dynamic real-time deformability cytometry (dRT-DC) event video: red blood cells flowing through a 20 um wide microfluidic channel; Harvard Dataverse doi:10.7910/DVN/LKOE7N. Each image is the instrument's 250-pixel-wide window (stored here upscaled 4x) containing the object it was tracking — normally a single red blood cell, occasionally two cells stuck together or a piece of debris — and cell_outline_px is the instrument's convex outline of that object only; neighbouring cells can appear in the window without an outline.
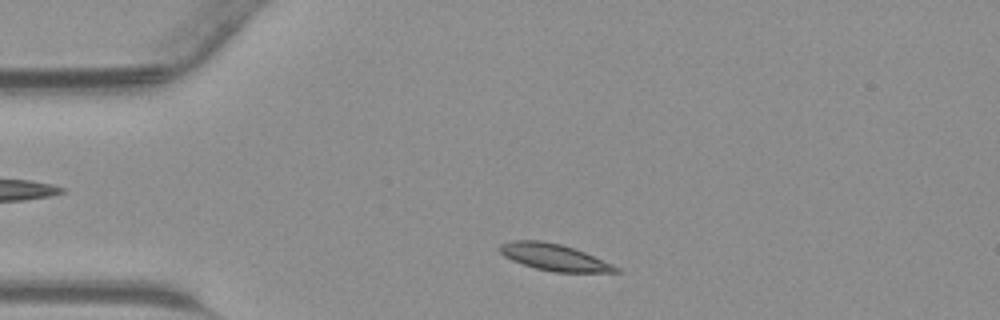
{"species": "common noctule bat (a hibernating species)", "species_latin": "Nyctalus noctula", "temperature_condition": "warm", "stored_images_in_passage": 37, "camera_frame_rate_fps": 3000, "um_per_image_px": 0.085, "animal": {"sex": "male", "body_mass_g": 23.1, "forearm_length_mm": 52.7}, "frame": {"image": 1, "passage_image": 3, "time_ms": 0.667, "image_size_px": [1000, 320], "cell_outline_px": [[620, 272], [552, 272], [536, 268], [512, 260], [504, 256], [496, 248], [500, 244], [512, 240], [540, 240], [560, 244], [584, 252], [612, 264], [620, 268]], "centroid_in_image_um": [47.06, 21.86], "position_along_channel_um": 37.9, "area_um2": 17.92}}
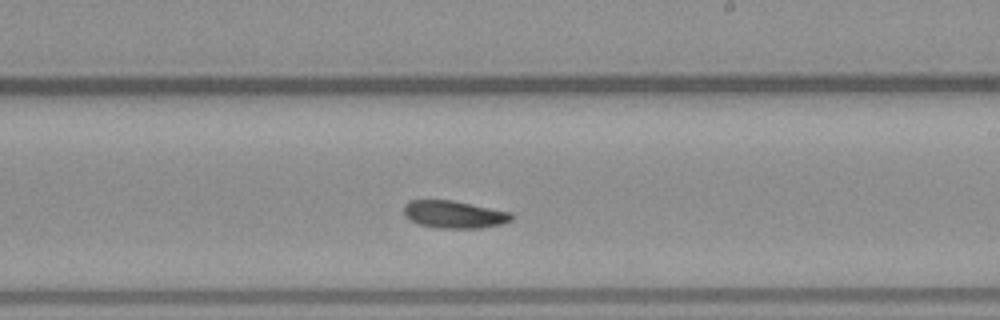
{"frame": {"image": 2, "passage_image": 19, "time_ms": 6.0, "image_size_px": [1000, 320], "cell_outline_px": [[512, 220], [500, 224], [480, 228], [440, 228], [420, 224], [404, 216], [404, 204], [408, 200], [452, 200], [512, 212]], "centroid_in_image_um": [38.59, 18.21], "position_along_channel_um": 250.4, "area_um2": 17.17}}
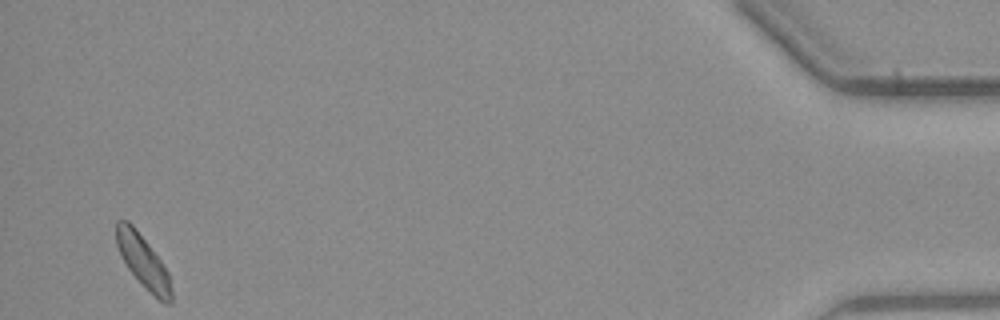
{"frame": {"image": 3, "passage_image": 36, "time_ms": 11.667, "image_size_px": [1000, 320], "cell_outline_px": [[172, 304], [164, 304], [128, 268], [116, 244], [116, 220], [128, 220], [136, 228], [160, 260], [168, 272], [172, 292]], "centroid_in_image_um": [12.17, 22.18], "position_along_channel_um": 423.0, "area_um2": 16.3}}